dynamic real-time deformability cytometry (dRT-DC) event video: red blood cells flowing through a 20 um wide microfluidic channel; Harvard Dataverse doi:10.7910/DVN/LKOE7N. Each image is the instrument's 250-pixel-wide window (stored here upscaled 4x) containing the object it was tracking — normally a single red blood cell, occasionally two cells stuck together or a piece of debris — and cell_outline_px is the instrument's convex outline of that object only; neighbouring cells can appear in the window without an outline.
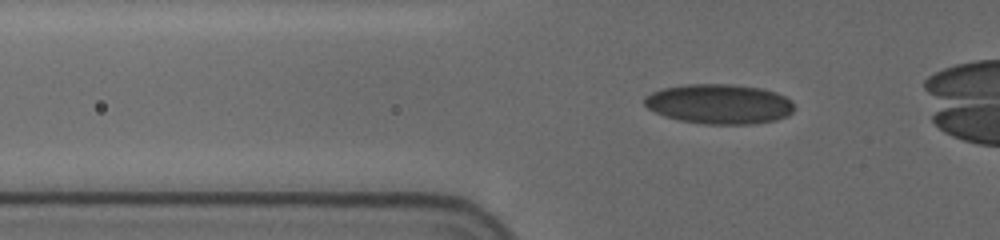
{"species": "human", "species_latin": "Homo sapiens", "temperature_condition": "cold", "stored_images_in_passage": 42, "camera_frame_rate_fps": 3000, "um_per_image_px": 0.085, "donor": {"sex": "female"}, "frame": {"image": 1, "passage_image": 10, "time_ms": 3.0, "image_size_px": [1000, 240], "cell_outline_px": [[792, 112], [788, 116], [776, 120], [752, 124], [708, 124], [680, 120], [664, 116], [648, 108], [644, 104], [644, 96], [652, 92], [664, 88], [688, 84], [732, 84], [760, 88], [776, 92], [792, 100]], "centroid_in_image_um": [61.14, 8.84], "position_along_channel_um": 64.7, "area_um2": 34.68}}
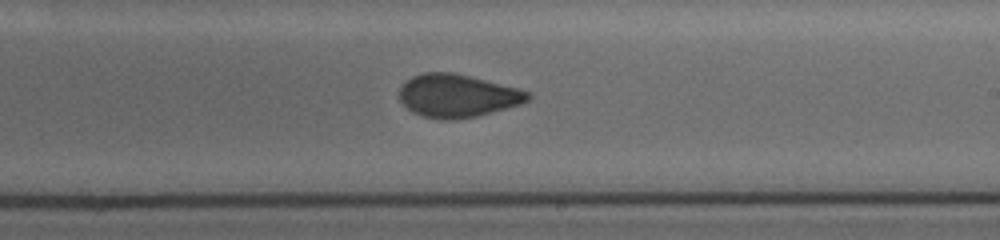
{"frame": {"image": 2, "passage_image": 26, "time_ms": 8.333, "image_size_px": [1000, 240], "cell_outline_px": [[532, 96], [528, 100], [520, 104], [492, 112], [476, 116], [452, 120], [440, 120], [424, 116], [412, 112], [400, 100], [400, 88], [412, 76], [424, 72], [452, 72], [520, 88], [528, 92]], "centroid_in_image_um": [38.89, 8.14], "position_along_channel_um": 250.1, "area_um2": 32.02}}
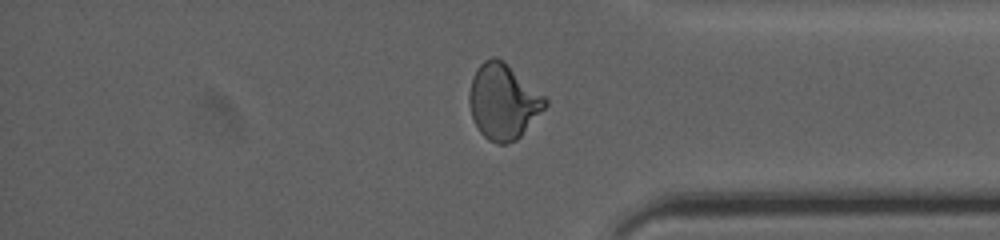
{"frame": {"image": 3, "passage_image": 38, "time_ms": 12.333, "image_size_px": [1000, 240], "cell_outline_px": [[548, 104], [520, 136], [516, 140], [508, 144], [496, 144], [488, 140], [480, 132], [472, 116], [468, 100], [468, 96], [472, 76], [476, 68], [484, 60], [492, 56], [496, 56], [504, 60], [544, 96], [548, 100]], "centroid_in_image_um": [42.75, 8.61], "position_along_channel_um": 392.5, "area_um2": 33.35}}